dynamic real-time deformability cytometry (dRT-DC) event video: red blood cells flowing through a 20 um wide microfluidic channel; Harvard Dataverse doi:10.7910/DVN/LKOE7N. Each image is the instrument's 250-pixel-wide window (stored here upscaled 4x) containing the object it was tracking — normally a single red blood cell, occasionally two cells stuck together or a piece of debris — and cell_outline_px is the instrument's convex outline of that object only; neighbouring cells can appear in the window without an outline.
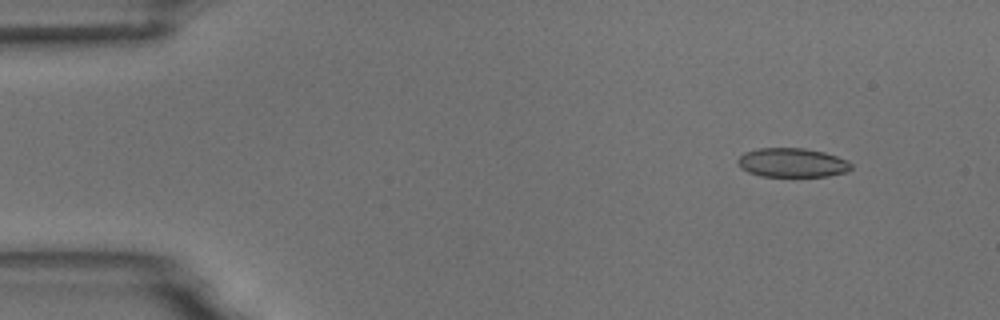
{"species": "common noctule bat (a hibernating species)", "species_latin": "Nyctalus noctula", "temperature_condition": "room temperature", "stored_images_in_passage": 5, "camera_frame_rate_fps": 3000, "um_per_image_px": 0.085, "animal": {"sex": "male", "body_mass_g": 18.8}, "frame": {"image": 1, "passage_image": 2, "time_ms": 1.0, "image_size_px": [1000, 320], "cell_outline_px": [[852, 168], [844, 172], [828, 176], [760, 176], [748, 172], [740, 168], [736, 164], [736, 160], [744, 152], [756, 148], [804, 148], [824, 152], [848, 160], [852, 164]], "centroid_in_image_um": [67.29, 13.82], "position_along_channel_um": 17.7, "area_um2": 19.36}}
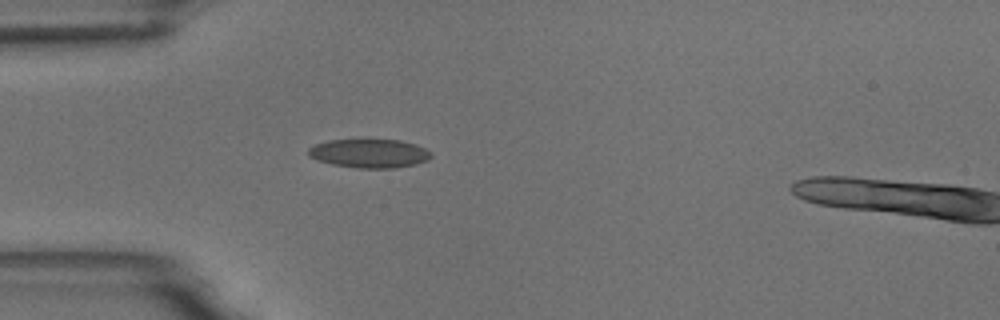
{"frame": {"image": 2, "passage_image": 4, "time_ms": 4.333, "image_size_px": [1000, 320], "cell_outline_px": [[432, 156], [428, 160], [416, 164], [396, 168], [356, 168], [332, 164], [316, 160], [308, 156], [308, 148], [316, 144], [328, 140], [360, 136], [400, 140], [416, 144], [432, 152]], "centroid_in_image_um": [31.38, 12.98], "position_along_channel_um": 53.6, "area_um2": 21.73}}